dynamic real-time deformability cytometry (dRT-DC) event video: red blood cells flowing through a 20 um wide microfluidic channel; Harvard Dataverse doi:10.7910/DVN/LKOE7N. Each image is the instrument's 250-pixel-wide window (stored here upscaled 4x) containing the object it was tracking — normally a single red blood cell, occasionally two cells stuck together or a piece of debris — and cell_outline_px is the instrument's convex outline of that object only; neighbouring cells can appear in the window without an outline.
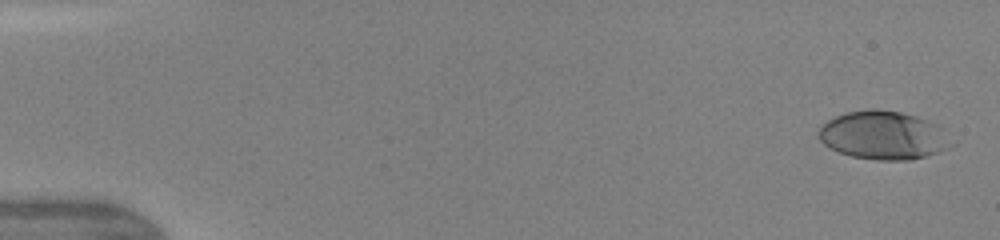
{"species": "human", "species_latin": "Homo sapiens", "temperature_condition": "warm", "stored_images_in_passage": 8, "camera_frame_rate_fps": 3000, "um_per_image_px": 0.085, "donor": {"sex": "female"}, "frame": {"image": 1, "passage_image": 1, "time_ms": 0.0, "image_size_px": [1000, 240], "cell_outline_px": [[956, 144], [940, 152], [908, 160], [876, 160], [852, 156], [828, 148], [820, 140], [820, 128], [828, 120], [836, 116], [848, 112], [868, 108], [876, 108], [900, 112], [916, 116], [928, 120], [936, 124]], "centroid_in_image_um": [75.11, 11.5], "position_along_channel_um": 9.9, "area_um2": 37.34}}
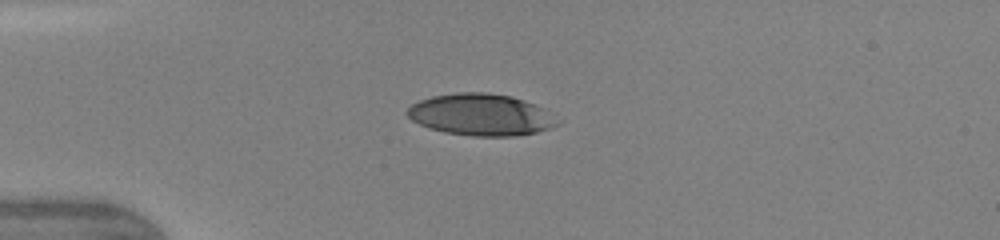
{"frame": {"image": 2, "passage_image": 7, "time_ms": 3.667, "image_size_px": [1000, 240], "cell_outline_px": [[560, 124], [536, 132], [516, 136], [472, 136], [444, 132], [428, 128], [412, 120], [404, 112], [412, 104], [420, 100], [432, 96], [456, 92], [484, 92], [512, 96], [524, 100], [544, 108]], "centroid_in_image_um": [40.84, 9.75], "position_along_channel_um": 44.2, "area_um2": 36.47}}